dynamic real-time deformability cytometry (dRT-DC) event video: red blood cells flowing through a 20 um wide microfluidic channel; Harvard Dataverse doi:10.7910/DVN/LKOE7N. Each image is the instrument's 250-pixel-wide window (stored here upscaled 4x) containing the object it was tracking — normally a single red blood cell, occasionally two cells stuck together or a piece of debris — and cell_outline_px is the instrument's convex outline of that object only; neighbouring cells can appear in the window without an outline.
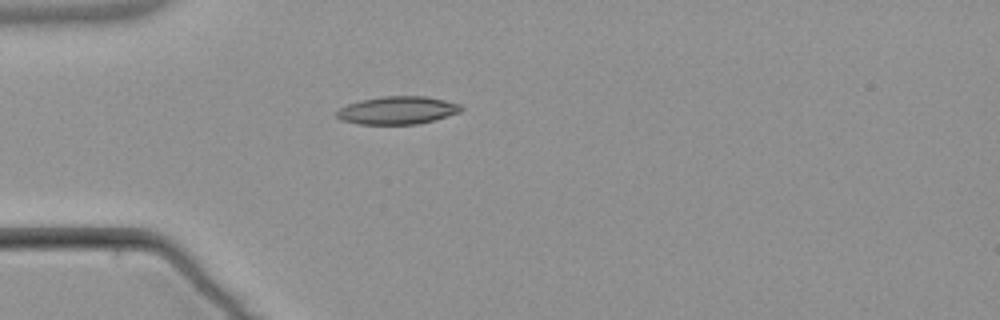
{"species": "common noctule bat (a hibernating species)", "species_latin": "Nyctalus noctula", "temperature_condition": "warm", "stored_images_in_passage": 1, "camera_frame_rate_fps": 3000, "um_per_image_px": 0.085, "animal": {"sex": "male", "body_mass_g": 21.5, "forearm_length_mm": 52.0}, "frame": {"image": 1, "passage_image": 1, "time_ms": 0.0, "image_size_px": [1000, 320], "cell_outline_px": [[464, 108], [460, 112], [432, 120], [416, 124], [360, 124], [340, 120], [336, 116], [336, 112], [340, 108], [348, 104], [360, 100], [380, 96], [428, 96], [460, 104]], "centroid_in_image_um": [33.77, 9.36], "position_along_channel_um": 51.2, "area_um2": 20.17}}